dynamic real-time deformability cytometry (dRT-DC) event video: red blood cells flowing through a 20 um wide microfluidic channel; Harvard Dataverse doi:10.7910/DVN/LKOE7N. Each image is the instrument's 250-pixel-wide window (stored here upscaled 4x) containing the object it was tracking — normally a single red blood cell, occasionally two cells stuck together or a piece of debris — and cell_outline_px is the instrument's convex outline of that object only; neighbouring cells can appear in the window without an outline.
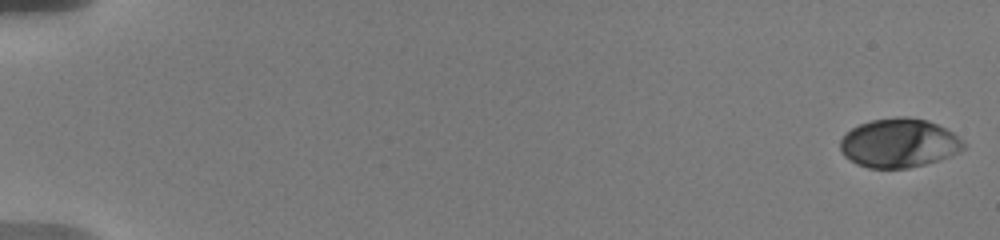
{"species": "human", "species_latin": "Homo sapiens", "temperature_condition": "warm", "stored_images_in_passage": 89, "camera_frame_rate_fps": 3000, "um_per_image_px": 0.085, "donor": {"sex": "male"}, "frame": {"image": 1, "passage_image": 1, "time_ms": 0.0, "image_size_px": [1000, 240], "cell_outline_px": [[968, 144], [964, 148], [948, 156], [924, 164], [908, 168], [868, 168], [856, 164], [844, 156], [840, 152], [840, 140], [852, 128], [860, 124], [872, 120], [900, 116], [904, 116], [928, 120], [952, 132], [964, 140]], "centroid_in_image_um": [76.4, 12.16], "position_along_channel_um": 8.6, "area_um2": 35.08}}
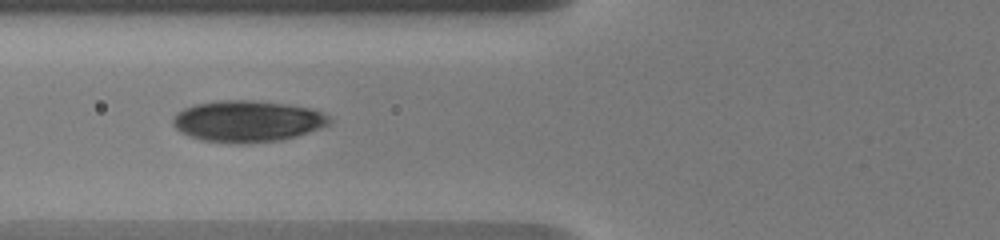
{"frame": {"image": 2, "passage_image": 48, "time_ms": 7.667, "image_size_px": [1000, 240], "cell_outline_px": [[332, 120], [328, 124], [320, 128], [296, 136], [280, 140], [240, 144], [200, 140], [180, 132], [172, 124], [172, 120], [176, 112], [184, 108], [196, 104], [216, 100], [252, 100], [284, 104], [312, 108], [328, 116]], "centroid_in_image_um": [20.99, 10.3], "position_along_channel_um": 104.8, "area_um2": 37.74}}
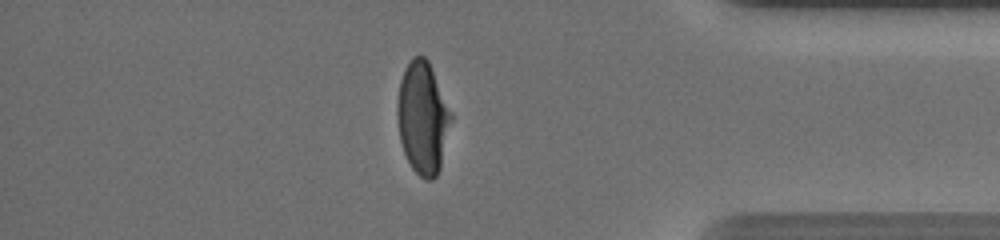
{"frame": {"image": 3, "passage_image": 79, "time_ms": 16.333, "image_size_px": [1000, 240], "cell_outline_px": [[452, 120], [440, 168], [436, 176], [432, 180], [424, 180], [412, 168], [404, 152], [400, 140], [396, 116], [396, 108], [400, 80], [404, 68], [412, 56], [424, 56], [428, 60], [452, 116]], "centroid_in_image_um": [35.91, 10.02], "position_along_channel_um": 399.3, "area_um2": 35.03}, "authors_computed_cell_mechanics": {"area_um2": 35.0846, "velocity_mm_per_s": 3.6287, "shape_relaxation_time_tau1_ms": 4.6412, "shape_relaxation_time_tau2_ms": null, "deformation_change_tau1": 0.1925, "deformation_change_tau2": null}}